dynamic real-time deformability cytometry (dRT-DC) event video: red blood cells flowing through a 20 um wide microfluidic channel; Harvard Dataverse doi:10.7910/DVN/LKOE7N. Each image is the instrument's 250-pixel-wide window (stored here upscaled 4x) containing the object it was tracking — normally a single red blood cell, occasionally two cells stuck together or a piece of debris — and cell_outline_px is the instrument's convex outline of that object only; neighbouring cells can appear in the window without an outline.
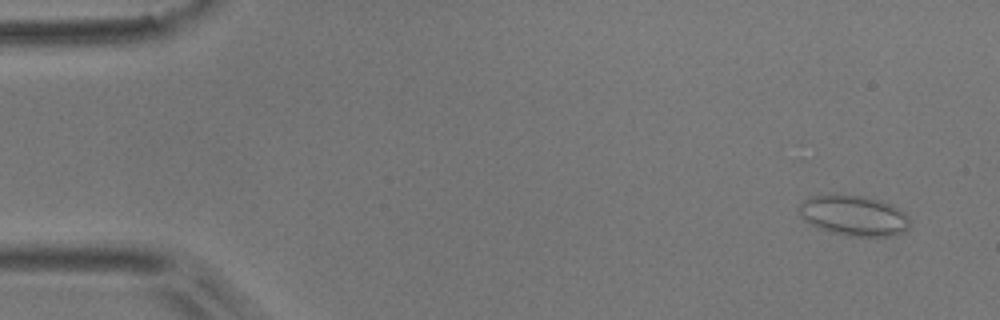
{"species": "common noctule bat (a hibernating species)", "species_latin": "Nyctalus noctula", "temperature_condition": "room temperature", "stored_images_in_passage": 9, "camera_frame_rate_fps": 3000, "um_per_image_px": 0.085, "animal": {"sex": "male", "body_mass_g": 17.9}, "frame": {"image": 1, "passage_image": 1, "time_ms": 0.0, "image_size_px": [1000, 320], "cell_outline_px": [[908, 228], [904, 232], [892, 236], [848, 236], [832, 232], [820, 228], [804, 220], [800, 216], [800, 204], [804, 200], [812, 196], [836, 192], [864, 196], [880, 200], [904, 212], [908, 216]], "centroid_in_image_um": [72.55, 18.29], "position_along_channel_um": 12.4, "area_um2": 26.18}}
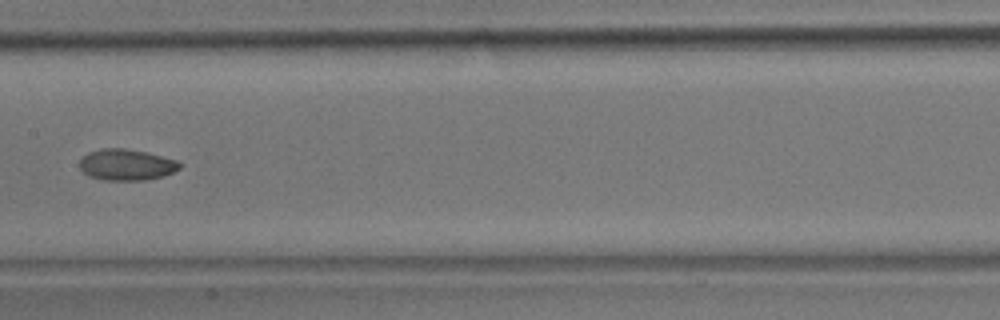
{"frame": {"image": 2, "passage_image": 7, "time_ms": 2.0, "image_size_px": [1000, 320], "cell_outline_px": [[180, 168], [164, 176], [144, 180], [100, 180], [88, 176], [80, 168], [80, 160], [88, 152], [104, 148], [124, 148], [144, 152], [176, 160], [180, 164]], "centroid_in_image_um": [10.71, 14.01], "position_along_channel_um": 196.7, "area_um2": 18.03}}
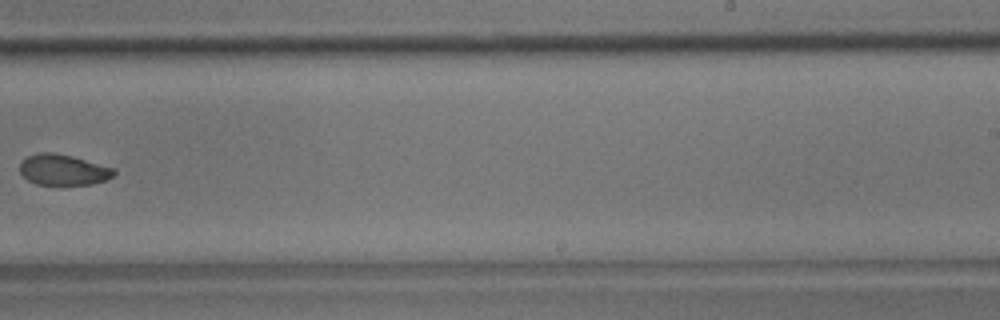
{"frame": {"image": 3, "passage_image": 9, "time_ms": 2.667, "image_size_px": [1000, 320], "cell_outline_px": [[116, 172], [108, 180], [92, 184], [64, 188], [56, 188], [36, 184], [28, 180], [20, 172], [20, 164], [28, 156], [40, 152], [52, 152], [72, 156], [116, 168]], "centroid_in_image_um": [5.41, 14.5], "position_along_channel_um": 283.6, "area_um2": 17.74}}